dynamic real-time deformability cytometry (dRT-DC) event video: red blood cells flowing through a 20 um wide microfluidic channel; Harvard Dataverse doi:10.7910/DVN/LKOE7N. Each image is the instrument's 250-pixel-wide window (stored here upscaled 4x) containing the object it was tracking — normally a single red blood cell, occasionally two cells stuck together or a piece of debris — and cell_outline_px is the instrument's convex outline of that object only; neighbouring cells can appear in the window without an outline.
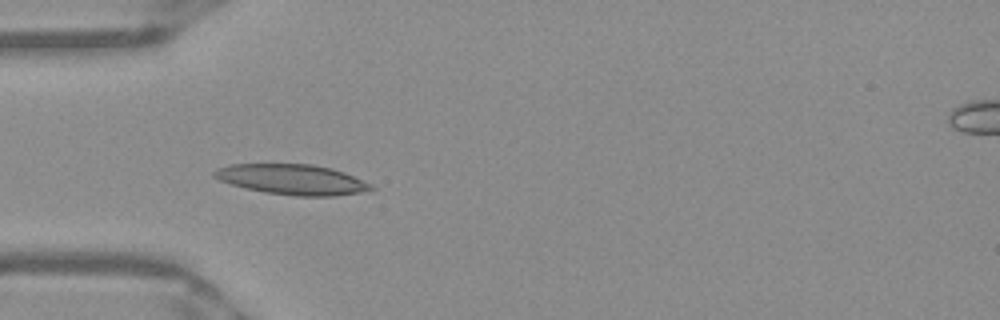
{"species": "Egyptian fruit bat (a non-hibernating species)", "species_latin": "Rousettus aegyptiacus", "temperature_condition": "warm", "stored_images_in_passage": 52, "camera_frame_rate_fps": 3000, "um_per_image_px": 0.085, "frame": {"image": 1, "passage_image": 16, "time_ms": 5.0, "image_size_px": [1000, 320], "cell_outline_px": [[376, 188], [360, 192], [336, 196], [296, 196], [264, 192], [232, 184], [220, 180], [212, 176], [212, 172], [216, 168], [232, 164], [312, 164], [332, 168], [344, 172], [372, 184]], "centroid_in_image_um": [24.84, 15.25], "position_along_channel_um": 60.2, "area_um2": 27.63}}
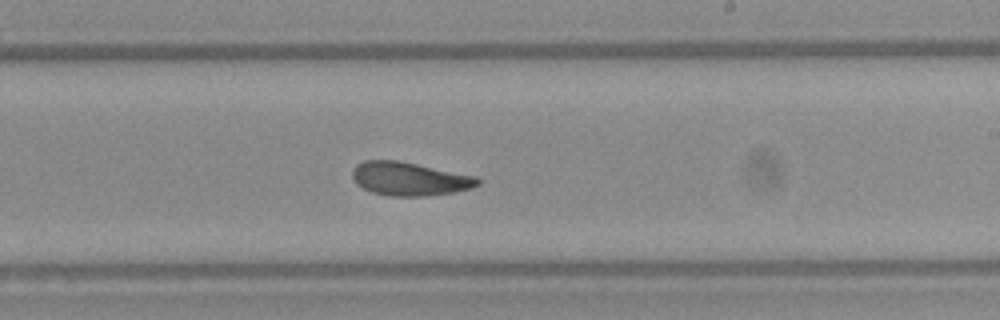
{"frame": {"image": 2, "passage_image": 31, "time_ms": 10.0, "image_size_px": [1000, 320], "cell_outline_px": [[480, 184], [472, 188], [452, 192], [428, 196], [388, 196], [372, 192], [356, 184], [352, 176], [352, 168], [356, 164], [364, 160], [400, 160], [476, 176], [480, 180]], "centroid_in_image_um": [34.79, 15.19], "position_along_channel_um": 254.2, "area_um2": 24.68}}
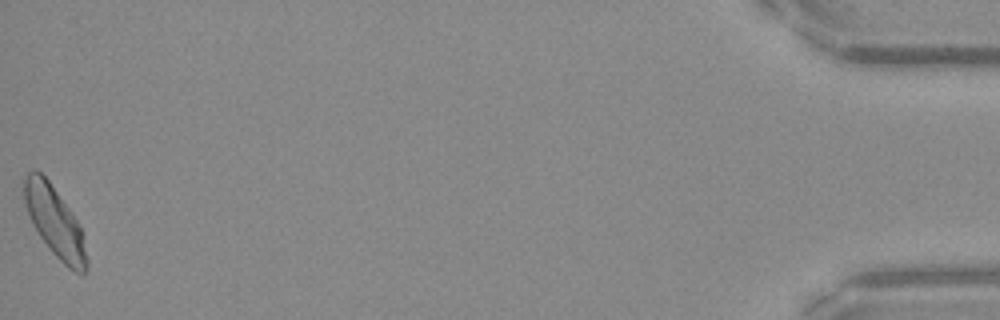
{"frame": {"image": 3, "passage_image": 52, "time_ms": 17.0, "image_size_px": [1000, 320], "cell_outline_px": [[88, 268], [84, 276], [80, 276], [68, 268], [52, 252], [40, 236], [32, 224], [24, 200], [24, 176], [28, 172], [40, 172], [48, 180], [68, 208], [76, 220], [80, 228], [88, 260]], "centroid_in_image_um": [4.67, 18.93], "position_along_channel_um": 430.5, "area_um2": 25.09}, "authors_computed_cell_mechanics": {"area_um2": 25.0274, "velocity_mm_per_s": 3.913, "shape_relaxation_time_tau1_ms": 8.735, "shape_relaxation_time_tau2_ms": 2.1858, "deformation_change_tau1": 0.2095, "deformation_change_tau2": 0.0802}}